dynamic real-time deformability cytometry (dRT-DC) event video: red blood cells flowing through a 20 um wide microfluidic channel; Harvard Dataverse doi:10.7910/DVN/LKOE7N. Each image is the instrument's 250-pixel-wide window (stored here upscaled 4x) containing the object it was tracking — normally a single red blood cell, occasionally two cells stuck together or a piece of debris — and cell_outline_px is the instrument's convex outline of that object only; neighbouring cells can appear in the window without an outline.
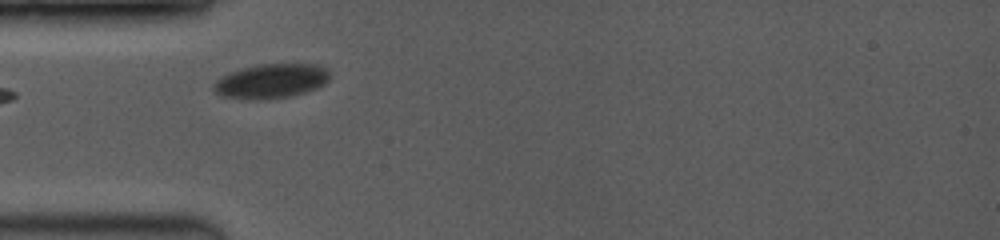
{"species": "common noctule bat (a hibernating species)", "species_latin": "Nyctalus noctula", "temperature_condition": "room temperature", "stored_images_in_passage": 9, "camera_frame_rate_fps": 3500, "um_per_image_px": 0.085, "animal": {"sex": "female", "body_mass_g": 19.0, "forearm_length_mm": 53.3}, "frame": {"image": 1, "passage_image": 1, "time_ms": 0.0, "image_size_px": [1000, 240], "cell_outline_px": [[328, 80], [324, 84], [316, 88], [292, 96], [264, 100], [248, 100], [220, 96], [212, 88], [212, 84], [220, 76], [240, 68], [260, 64], [316, 64], [324, 68], [328, 72]], "centroid_in_image_um": [22.97, 6.9], "position_along_channel_um": 62.0, "area_um2": 23.52}}